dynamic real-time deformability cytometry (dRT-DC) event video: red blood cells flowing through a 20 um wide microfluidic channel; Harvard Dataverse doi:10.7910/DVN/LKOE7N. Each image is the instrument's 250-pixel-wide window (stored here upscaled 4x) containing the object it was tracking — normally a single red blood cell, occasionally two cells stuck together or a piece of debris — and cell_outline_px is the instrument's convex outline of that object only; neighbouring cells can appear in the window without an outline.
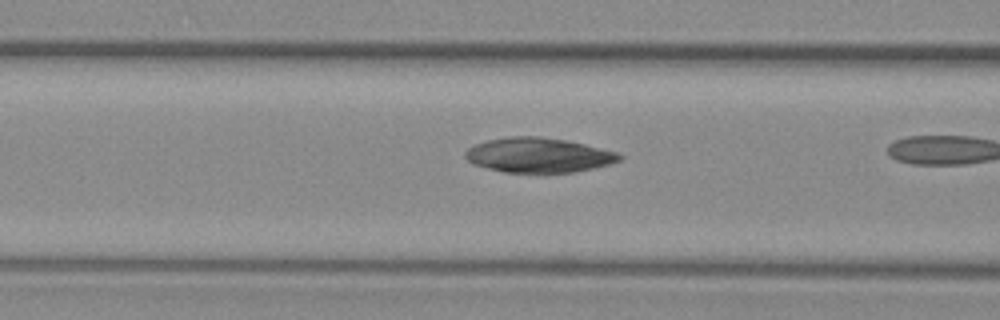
{"species": "common noctule bat (a hibernating species)", "species_latin": "Nyctalus noctula", "temperature_condition": "warm", "stored_images_in_passage": 10, "camera_frame_rate_fps": 3000, "um_per_image_px": 0.085, "animal": {"sex": "female", "body_mass_g": 29.2, "forearm_length_mm": 56.3}, "frame": {"image": 1, "passage_image": 9, "time_ms": 2.667, "image_size_px": [1000, 320], "cell_outline_px": [[624, 156], [620, 160], [608, 164], [576, 172], [504, 172], [472, 164], [464, 156], [464, 152], [468, 148], [476, 144], [488, 140], [512, 136], [536, 136], [564, 140], [584, 144], [616, 152]], "centroid_in_image_um": [45.74, 13.19], "position_along_channel_um": 120.9, "area_um2": 30.87}}